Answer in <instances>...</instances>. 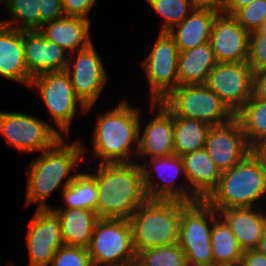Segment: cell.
Returning <instances> with one entry per match:
<instances>
[{"label":"cell","mask_w":266,"mask_h":266,"mask_svg":"<svg viewBox=\"0 0 266 266\" xmlns=\"http://www.w3.org/2000/svg\"><path fill=\"white\" fill-rule=\"evenodd\" d=\"M25 65L31 77L66 70L69 53L40 31H23Z\"/></svg>","instance_id":"d6986e66"},{"label":"cell","mask_w":266,"mask_h":266,"mask_svg":"<svg viewBox=\"0 0 266 266\" xmlns=\"http://www.w3.org/2000/svg\"><path fill=\"white\" fill-rule=\"evenodd\" d=\"M65 137L31 161L27 176L26 207L35 204L38 210L52 209L53 206L46 202L49 196L57 189L62 192L76 177L77 167L84 161L88 149L81 140L67 142Z\"/></svg>","instance_id":"6da1fadb"},{"label":"cell","mask_w":266,"mask_h":266,"mask_svg":"<svg viewBox=\"0 0 266 266\" xmlns=\"http://www.w3.org/2000/svg\"><path fill=\"white\" fill-rule=\"evenodd\" d=\"M216 266H240V264H236V265H216Z\"/></svg>","instance_id":"c3c4849f"},{"label":"cell","mask_w":266,"mask_h":266,"mask_svg":"<svg viewBox=\"0 0 266 266\" xmlns=\"http://www.w3.org/2000/svg\"><path fill=\"white\" fill-rule=\"evenodd\" d=\"M96 0H62L64 16L83 18L87 21Z\"/></svg>","instance_id":"8d00e7d4"},{"label":"cell","mask_w":266,"mask_h":266,"mask_svg":"<svg viewBox=\"0 0 266 266\" xmlns=\"http://www.w3.org/2000/svg\"><path fill=\"white\" fill-rule=\"evenodd\" d=\"M256 250L266 257V229L264 231L262 238L258 243V246L256 247Z\"/></svg>","instance_id":"ee69618b"},{"label":"cell","mask_w":266,"mask_h":266,"mask_svg":"<svg viewBox=\"0 0 266 266\" xmlns=\"http://www.w3.org/2000/svg\"><path fill=\"white\" fill-rule=\"evenodd\" d=\"M210 238L214 266L236 265L241 263L243 250L239 246L231 228L220 215L213 220Z\"/></svg>","instance_id":"4316f807"},{"label":"cell","mask_w":266,"mask_h":266,"mask_svg":"<svg viewBox=\"0 0 266 266\" xmlns=\"http://www.w3.org/2000/svg\"><path fill=\"white\" fill-rule=\"evenodd\" d=\"M261 30L263 32H266V21L263 23L262 27H261Z\"/></svg>","instance_id":"bcb514c9"},{"label":"cell","mask_w":266,"mask_h":266,"mask_svg":"<svg viewBox=\"0 0 266 266\" xmlns=\"http://www.w3.org/2000/svg\"><path fill=\"white\" fill-rule=\"evenodd\" d=\"M51 210L60 220L64 245L87 248L99 219L96 211L57 207Z\"/></svg>","instance_id":"d4e9b609"},{"label":"cell","mask_w":266,"mask_h":266,"mask_svg":"<svg viewBox=\"0 0 266 266\" xmlns=\"http://www.w3.org/2000/svg\"><path fill=\"white\" fill-rule=\"evenodd\" d=\"M247 64L253 72L266 68V32L261 29L250 33Z\"/></svg>","instance_id":"d590c367"},{"label":"cell","mask_w":266,"mask_h":266,"mask_svg":"<svg viewBox=\"0 0 266 266\" xmlns=\"http://www.w3.org/2000/svg\"><path fill=\"white\" fill-rule=\"evenodd\" d=\"M217 15L216 12L211 10L193 9L181 23L168 31L179 52L209 42L212 26Z\"/></svg>","instance_id":"cb8c5ba5"},{"label":"cell","mask_w":266,"mask_h":266,"mask_svg":"<svg viewBox=\"0 0 266 266\" xmlns=\"http://www.w3.org/2000/svg\"><path fill=\"white\" fill-rule=\"evenodd\" d=\"M9 18L0 24L19 31H39L38 0H0Z\"/></svg>","instance_id":"4dcf8cb0"},{"label":"cell","mask_w":266,"mask_h":266,"mask_svg":"<svg viewBox=\"0 0 266 266\" xmlns=\"http://www.w3.org/2000/svg\"><path fill=\"white\" fill-rule=\"evenodd\" d=\"M209 124L190 118L174 117V152L183 156L205 147Z\"/></svg>","instance_id":"83f0119b"},{"label":"cell","mask_w":266,"mask_h":266,"mask_svg":"<svg viewBox=\"0 0 266 266\" xmlns=\"http://www.w3.org/2000/svg\"><path fill=\"white\" fill-rule=\"evenodd\" d=\"M141 113L125 98L99 113L92 131V159L98 164L136 162Z\"/></svg>","instance_id":"7a4b0ae2"},{"label":"cell","mask_w":266,"mask_h":266,"mask_svg":"<svg viewBox=\"0 0 266 266\" xmlns=\"http://www.w3.org/2000/svg\"><path fill=\"white\" fill-rule=\"evenodd\" d=\"M253 71L247 62L217 63L205 85L236 114L252 97Z\"/></svg>","instance_id":"5bb4252c"},{"label":"cell","mask_w":266,"mask_h":266,"mask_svg":"<svg viewBox=\"0 0 266 266\" xmlns=\"http://www.w3.org/2000/svg\"><path fill=\"white\" fill-rule=\"evenodd\" d=\"M252 97L266 101V68L253 72Z\"/></svg>","instance_id":"f35d334b"},{"label":"cell","mask_w":266,"mask_h":266,"mask_svg":"<svg viewBox=\"0 0 266 266\" xmlns=\"http://www.w3.org/2000/svg\"><path fill=\"white\" fill-rule=\"evenodd\" d=\"M39 1V30L47 22L60 19L64 16L62 0Z\"/></svg>","instance_id":"74e56055"},{"label":"cell","mask_w":266,"mask_h":266,"mask_svg":"<svg viewBox=\"0 0 266 266\" xmlns=\"http://www.w3.org/2000/svg\"><path fill=\"white\" fill-rule=\"evenodd\" d=\"M28 227L29 266H48L57 250L64 245L58 216L51 209H36Z\"/></svg>","instance_id":"9a60e30c"},{"label":"cell","mask_w":266,"mask_h":266,"mask_svg":"<svg viewBox=\"0 0 266 266\" xmlns=\"http://www.w3.org/2000/svg\"><path fill=\"white\" fill-rule=\"evenodd\" d=\"M149 111H153L152 113L155 115L149 121H145L143 123V125L146 123L144 126L142 125L143 120L141 117L139 124L136 160L138 157L139 159L143 157V162L144 159L175 154L173 115L161 102L151 103Z\"/></svg>","instance_id":"e0dca14e"},{"label":"cell","mask_w":266,"mask_h":266,"mask_svg":"<svg viewBox=\"0 0 266 266\" xmlns=\"http://www.w3.org/2000/svg\"><path fill=\"white\" fill-rule=\"evenodd\" d=\"M265 198L266 168L249 153L237 165L221 173L217 187L205 201L219 212L229 208H265L261 204Z\"/></svg>","instance_id":"277c9868"},{"label":"cell","mask_w":266,"mask_h":266,"mask_svg":"<svg viewBox=\"0 0 266 266\" xmlns=\"http://www.w3.org/2000/svg\"><path fill=\"white\" fill-rule=\"evenodd\" d=\"M79 172H77L73 182L60 193L64 206L58 208H80L96 211L98 191L95 178L89 171L87 173Z\"/></svg>","instance_id":"f1b7e54d"},{"label":"cell","mask_w":266,"mask_h":266,"mask_svg":"<svg viewBox=\"0 0 266 266\" xmlns=\"http://www.w3.org/2000/svg\"><path fill=\"white\" fill-rule=\"evenodd\" d=\"M218 215L205 200L189 203L181 211L178 244L188 263L214 266L210 237L213 220Z\"/></svg>","instance_id":"ba28073f"},{"label":"cell","mask_w":266,"mask_h":266,"mask_svg":"<svg viewBox=\"0 0 266 266\" xmlns=\"http://www.w3.org/2000/svg\"><path fill=\"white\" fill-rule=\"evenodd\" d=\"M161 103L173 117L196 119L210 126L222 125L235 118V114L205 84L179 85Z\"/></svg>","instance_id":"52a82bcc"},{"label":"cell","mask_w":266,"mask_h":266,"mask_svg":"<svg viewBox=\"0 0 266 266\" xmlns=\"http://www.w3.org/2000/svg\"><path fill=\"white\" fill-rule=\"evenodd\" d=\"M249 37L232 15L218 14L209 40L217 63L247 62Z\"/></svg>","instance_id":"ac0fdd59"},{"label":"cell","mask_w":266,"mask_h":266,"mask_svg":"<svg viewBox=\"0 0 266 266\" xmlns=\"http://www.w3.org/2000/svg\"><path fill=\"white\" fill-rule=\"evenodd\" d=\"M184 266H202V265H196V264H191L187 262Z\"/></svg>","instance_id":"7dc6e473"},{"label":"cell","mask_w":266,"mask_h":266,"mask_svg":"<svg viewBox=\"0 0 266 266\" xmlns=\"http://www.w3.org/2000/svg\"><path fill=\"white\" fill-rule=\"evenodd\" d=\"M89 266H115V265L91 260Z\"/></svg>","instance_id":"f6af8a7d"},{"label":"cell","mask_w":266,"mask_h":266,"mask_svg":"<svg viewBox=\"0 0 266 266\" xmlns=\"http://www.w3.org/2000/svg\"><path fill=\"white\" fill-rule=\"evenodd\" d=\"M90 261L87 248L63 245L48 266H89Z\"/></svg>","instance_id":"e575fe53"},{"label":"cell","mask_w":266,"mask_h":266,"mask_svg":"<svg viewBox=\"0 0 266 266\" xmlns=\"http://www.w3.org/2000/svg\"><path fill=\"white\" fill-rule=\"evenodd\" d=\"M262 207L222 209L218 213L231 228L243 251L256 249L266 229V210Z\"/></svg>","instance_id":"ffe728a7"},{"label":"cell","mask_w":266,"mask_h":266,"mask_svg":"<svg viewBox=\"0 0 266 266\" xmlns=\"http://www.w3.org/2000/svg\"><path fill=\"white\" fill-rule=\"evenodd\" d=\"M91 22L83 18L63 16L43 24L40 33L69 54L87 48L92 43Z\"/></svg>","instance_id":"7402d4cb"},{"label":"cell","mask_w":266,"mask_h":266,"mask_svg":"<svg viewBox=\"0 0 266 266\" xmlns=\"http://www.w3.org/2000/svg\"><path fill=\"white\" fill-rule=\"evenodd\" d=\"M251 153L266 168V139L260 140L251 147Z\"/></svg>","instance_id":"7bdbcfd3"},{"label":"cell","mask_w":266,"mask_h":266,"mask_svg":"<svg viewBox=\"0 0 266 266\" xmlns=\"http://www.w3.org/2000/svg\"><path fill=\"white\" fill-rule=\"evenodd\" d=\"M250 147L266 139V101L251 97L235 114Z\"/></svg>","instance_id":"f546056e"},{"label":"cell","mask_w":266,"mask_h":266,"mask_svg":"<svg viewBox=\"0 0 266 266\" xmlns=\"http://www.w3.org/2000/svg\"><path fill=\"white\" fill-rule=\"evenodd\" d=\"M87 251L91 260L115 266H135L137 254L129 220L99 218Z\"/></svg>","instance_id":"30bf717a"},{"label":"cell","mask_w":266,"mask_h":266,"mask_svg":"<svg viewBox=\"0 0 266 266\" xmlns=\"http://www.w3.org/2000/svg\"><path fill=\"white\" fill-rule=\"evenodd\" d=\"M92 42L87 48L69 54L66 72L69 74L76 96L87 107L86 113L93 110L95 103L108 83V75Z\"/></svg>","instance_id":"4fadbf2b"},{"label":"cell","mask_w":266,"mask_h":266,"mask_svg":"<svg viewBox=\"0 0 266 266\" xmlns=\"http://www.w3.org/2000/svg\"><path fill=\"white\" fill-rule=\"evenodd\" d=\"M204 149L221 173L230 170L251 153V147L236 118L212 126L207 133Z\"/></svg>","instance_id":"2e32d148"},{"label":"cell","mask_w":266,"mask_h":266,"mask_svg":"<svg viewBox=\"0 0 266 266\" xmlns=\"http://www.w3.org/2000/svg\"><path fill=\"white\" fill-rule=\"evenodd\" d=\"M89 173L98 191V218L130 220L136 209L148 199L139 163L98 164Z\"/></svg>","instance_id":"3957f363"},{"label":"cell","mask_w":266,"mask_h":266,"mask_svg":"<svg viewBox=\"0 0 266 266\" xmlns=\"http://www.w3.org/2000/svg\"><path fill=\"white\" fill-rule=\"evenodd\" d=\"M29 87L39 93L55 129L62 137L69 136L76 112L85 114L87 109L76 96L69 74L65 70L40 74L32 78Z\"/></svg>","instance_id":"8992f818"},{"label":"cell","mask_w":266,"mask_h":266,"mask_svg":"<svg viewBox=\"0 0 266 266\" xmlns=\"http://www.w3.org/2000/svg\"><path fill=\"white\" fill-rule=\"evenodd\" d=\"M254 0H224L223 14L233 15L238 9L249 5Z\"/></svg>","instance_id":"b9f144b4"},{"label":"cell","mask_w":266,"mask_h":266,"mask_svg":"<svg viewBox=\"0 0 266 266\" xmlns=\"http://www.w3.org/2000/svg\"><path fill=\"white\" fill-rule=\"evenodd\" d=\"M0 134L8 147L24 154L41 153L62 138L48 120L16 111H0Z\"/></svg>","instance_id":"8fae6325"},{"label":"cell","mask_w":266,"mask_h":266,"mask_svg":"<svg viewBox=\"0 0 266 266\" xmlns=\"http://www.w3.org/2000/svg\"><path fill=\"white\" fill-rule=\"evenodd\" d=\"M138 161L141 160L136 163L141 165L148 199L178 200L186 203L199 201L190 191L187 181L176 182L182 180L181 176L186 180L182 157L173 154L145 159L144 162ZM179 177L181 179H177Z\"/></svg>","instance_id":"9c48e42d"},{"label":"cell","mask_w":266,"mask_h":266,"mask_svg":"<svg viewBox=\"0 0 266 266\" xmlns=\"http://www.w3.org/2000/svg\"><path fill=\"white\" fill-rule=\"evenodd\" d=\"M240 266H266V257L256 249L243 251Z\"/></svg>","instance_id":"ab89813d"},{"label":"cell","mask_w":266,"mask_h":266,"mask_svg":"<svg viewBox=\"0 0 266 266\" xmlns=\"http://www.w3.org/2000/svg\"><path fill=\"white\" fill-rule=\"evenodd\" d=\"M155 13L163 18L159 32H168L192 11L190 0H146Z\"/></svg>","instance_id":"d6a6232c"},{"label":"cell","mask_w":266,"mask_h":266,"mask_svg":"<svg viewBox=\"0 0 266 266\" xmlns=\"http://www.w3.org/2000/svg\"><path fill=\"white\" fill-rule=\"evenodd\" d=\"M249 33L260 30L266 21V0H254L232 15Z\"/></svg>","instance_id":"836d02e7"},{"label":"cell","mask_w":266,"mask_h":266,"mask_svg":"<svg viewBox=\"0 0 266 266\" xmlns=\"http://www.w3.org/2000/svg\"><path fill=\"white\" fill-rule=\"evenodd\" d=\"M186 263V255L177 242L139 252L135 266H184Z\"/></svg>","instance_id":"1f68e13d"},{"label":"cell","mask_w":266,"mask_h":266,"mask_svg":"<svg viewBox=\"0 0 266 266\" xmlns=\"http://www.w3.org/2000/svg\"><path fill=\"white\" fill-rule=\"evenodd\" d=\"M194 9L211 10L223 14L224 0H190Z\"/></svg>","instance_id":"60d3db41"},{"label":"cell","mask_w":266,"mask_h":266,"mask_svg":"<svg viewBox=\"0 0 266 266\" xmlns=\"http://www.w3.org/2000/svg\"><path fill=\"white\" fill-rule=\"evenodd\" d=\"M153 47L142 61L150 91V103L163 101L179 84V50L168 32H159Z\"/></svg>","instance_id":"7c38bea8"},{"label":"cell","mask_w":266,"mask_h":266,"mask_svg":"<svg viewBox=\"0 0 266 266\" xmlns=\"http://www.w3.org/2000/svg\"><path fill=\"white\" fill-rule=\"evenodd\" d=\"M188 204L178 200L144 201L129 220L136 254L149 248L177 243L181 211Z\"/></svg>","instance_id":"5b68a950"},{"label":"cell","mask_w":266,"mask_h":266,"mask_svg":"<svg viewBox=\"0 0 266 266\" xmlns=\"http://www.w3.org/2000/svg\"><path fill=\"white\" fill-rule=\"evenodd\" d=\"M0 76L29 87L32 77L24 58L23 31L0 24Z\"/></svg>","instance_id":"44dd1931"},{"label":"cell","mask_w":266,"mask_h":266,"mask_svg":"<svg viewBox=\"0 0 266 266\" xmlns=\"http://www.w3.org/2000/svg\"><path fill=\"white\" fill-rule=\"evenodd\" d=\"M181 157L190 191L199 200H205L217 187L221 172L204 148Z\"/></svg>","instance_id":"603a6c76"},{"label":"cell","mask_w":266,"mask_h":266,"mask_svg":"<svg viewBox=\"0 0 266 266\" xmlns=\"http://www.w3.org/2000/svg\"><path fill=\"white\" fill-rule=\"evenodd\" d=\"M216 64L217 61L209 42L180 51L178 56L179 84H205L208 74Z\"/></svg>","instance_id":"484cf974"}]
</instances>
